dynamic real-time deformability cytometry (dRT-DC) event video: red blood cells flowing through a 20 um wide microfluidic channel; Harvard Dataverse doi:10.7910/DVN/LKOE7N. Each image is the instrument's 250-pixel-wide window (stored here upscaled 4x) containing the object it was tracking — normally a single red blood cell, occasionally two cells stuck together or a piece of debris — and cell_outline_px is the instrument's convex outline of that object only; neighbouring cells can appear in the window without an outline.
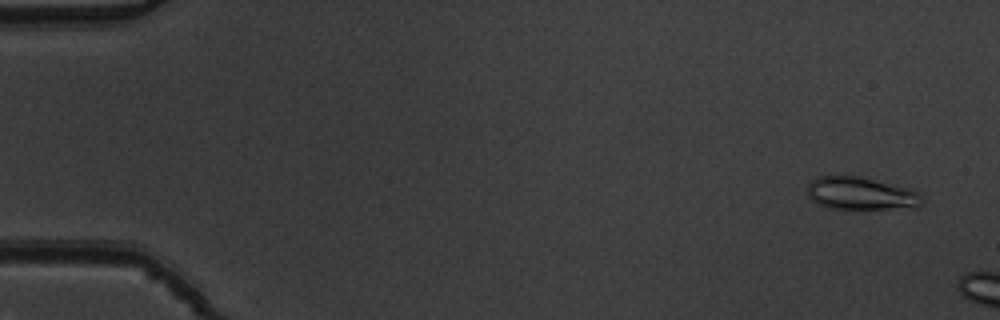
{"species": "common noctule bat (a hibernating species)", "species_latin": "Nyctalus noctula", "temperature_condition": "warm", "stored_images_in_passage": 8, "camera_frame_rate_fps": 3000, "um_per_image_px": 0.085, "animal": {"sex": "male", "body_mass_g": 19.5, "forearm_length_mm": 54.6}, "frame": {"image": 1, "passage_image": 3, "time_ms": 0.667, "image_size_px": [1000, 320], "cell_outline_px": [[924, 200], [916, 208], [828, 208], [812, 200], [808, 196], [808, 184], [812, 180], [820, 176], [860, 176], [908, 188], [916, 192]], "centroid_in_image_um": [73.16, 16.44], "position_along_channel_um": 11.8, "area_um2": 21.5}}